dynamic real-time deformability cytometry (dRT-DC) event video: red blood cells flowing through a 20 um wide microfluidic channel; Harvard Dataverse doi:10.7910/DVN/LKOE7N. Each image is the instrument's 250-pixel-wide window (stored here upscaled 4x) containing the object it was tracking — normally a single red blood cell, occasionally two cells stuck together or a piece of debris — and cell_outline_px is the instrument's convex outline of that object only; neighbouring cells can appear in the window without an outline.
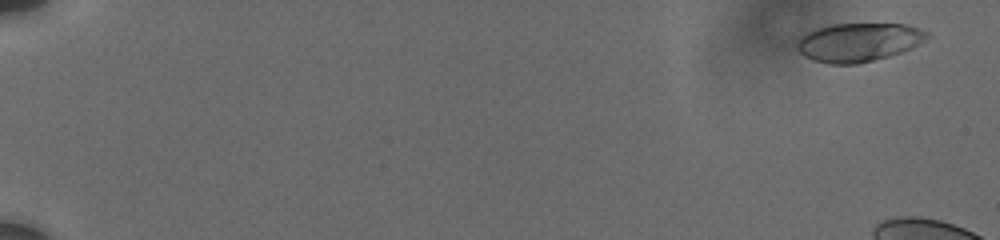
{"species": "human", "species_latin": "Homo sapiens", "temperature_condition": "cold", "stored_images_in_passage": 14, "camera_frame_rate_fps": 3000, "um_per_image_px": 0.085, "donor": {"sex": "male"}, "frame": {"image": 1, "passage_image": 1, "time_ms": 0.0, "image_size_px": [1000, 240], "cell_outline_px": [[928, 36], [924, 40], [900, 52], [888, 56], [856, 64], [828, 64], [804, 56], [796, 48], [796, 44], [800, 36], [812, 28], [828, 24], [904, 24], [920, 28], [928, 32]], "centroid_in_image_um": [72.9, 3.57], "position_along_channel_um": 12.1, "area_um2": 29.13}}